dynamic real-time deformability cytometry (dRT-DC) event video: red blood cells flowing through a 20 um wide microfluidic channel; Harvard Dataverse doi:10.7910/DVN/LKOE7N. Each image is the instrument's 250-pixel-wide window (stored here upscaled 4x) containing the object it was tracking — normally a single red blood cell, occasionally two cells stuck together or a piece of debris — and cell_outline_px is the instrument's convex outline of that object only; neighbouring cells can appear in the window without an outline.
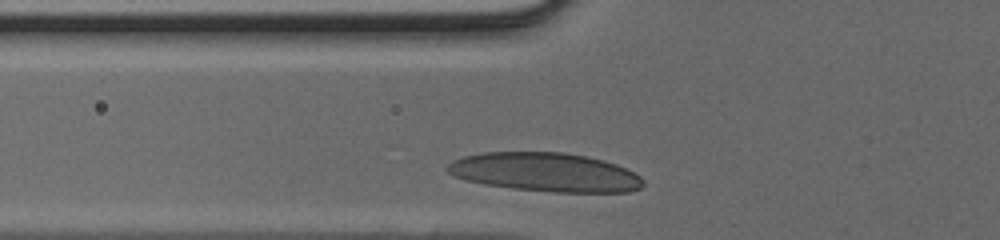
{"species": "human", "species_latin": "Homo sapiens", "temperature_condition": "cold", "stored_images_in_passage": 25, "camera_frame_rate_fps": 3000, "um_per_image_px": 0.085, "donor": {"sex": "male"}, "frame": {"image": 1, "passage_image": 4, "time_ms": 1.0, "image_size_px": [1000, 240], "cell_outline_px": [[644, 184], [640, 188], [628, 192], [556, 192], [512, 188], [484, 184], [468, 180], [456, 176], [448, 172], [444, 168], [452, 160], [464, 156], [484, 152], [564, 152], [604, 160], [616, 164], [640, 176], [644, 180]], "centroid_in_image_um": [46.35, 14.63], "position_along_channel_um": 79.5, "area_um2": 44.16}}
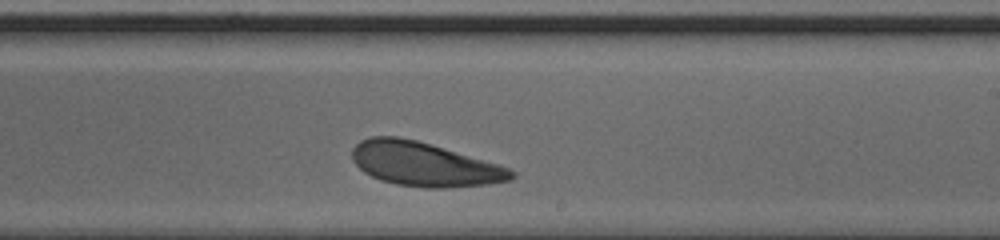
{"frame": {"image": 2, "passage_image": 16, "time_ms": 5.0, "image_size_px": [1000, 240], "cell_outline_px": [[516, 176], [512, 180], [488, 184], [452, 188], [424, 188], [396, 184], [380, 180], [364, 172], [352, 160], [352, 148], [360, 140], [368, 136], [396, 136], [416, 140], [496, 164], [508, 168], [516, 172]], "centroid_in_image_um": [36.03, 13.97], "position_along_channel_um": 253.0, "area_um2": 40.69}}
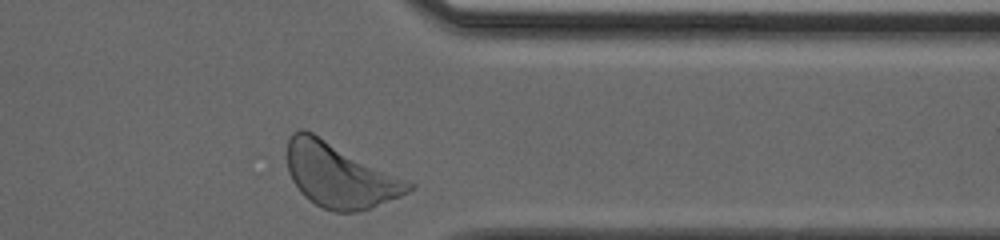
{"frame": {"image": 3, "passage_image": 25, "time_ms": 8.0, "image_size_px": [1000, 240], "cell_outline_px": [[416, 188], [400, 196], [372, 208], [356, 212], [332, 212], [316, 204], [304, 196], [300, 192], [292, 180], [288, 172], [284, 156], [288, 136], [292, 132], [300, 128], [304, 128], [416, 184]], "centroid_in_image_um": [28.82, 14.88], "position_along_channel_um": 382.6, "area_um2": 46.12}}